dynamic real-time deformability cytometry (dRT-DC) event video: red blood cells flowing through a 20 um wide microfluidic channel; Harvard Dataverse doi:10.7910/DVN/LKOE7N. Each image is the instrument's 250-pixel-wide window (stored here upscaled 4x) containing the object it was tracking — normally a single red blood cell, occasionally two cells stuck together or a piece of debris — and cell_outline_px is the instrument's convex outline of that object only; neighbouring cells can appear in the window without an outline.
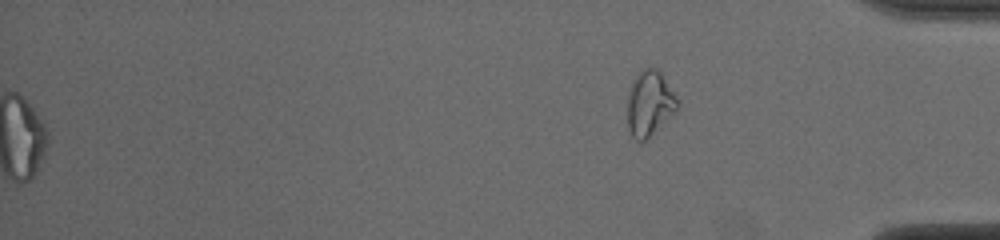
{"species": "common noctule bat (a hibernating species)", "species_latin": "Nyctalus noctula", "temperature_condition": "cold", "stored_images_in_passage": 52, "segment_of_instrument_passage": [2, 2], "camera_frame_rate_fps": 3000, "um_per_image_px": 0.085, "animal": {"sex": "male", "body_mass_g": 19.0, "forearm_length_mm": 50.8}, "frame": {"image": 1, "passage_image": 52, "time_ms": 17.0, "image_size_px": [1000, 240], "cell_outline_px": [[680, 100], [676, 112], [672, 116], [644, 140], [636, 140], [632, 136], [628, 128], [628, 96], [636, 72], [644, 68], [656, 68], [660, 72]], "centroid_in_image_um": [55.24, 8.76], "position_along_channel_um": 380.0, "area_um2": 18.9}}